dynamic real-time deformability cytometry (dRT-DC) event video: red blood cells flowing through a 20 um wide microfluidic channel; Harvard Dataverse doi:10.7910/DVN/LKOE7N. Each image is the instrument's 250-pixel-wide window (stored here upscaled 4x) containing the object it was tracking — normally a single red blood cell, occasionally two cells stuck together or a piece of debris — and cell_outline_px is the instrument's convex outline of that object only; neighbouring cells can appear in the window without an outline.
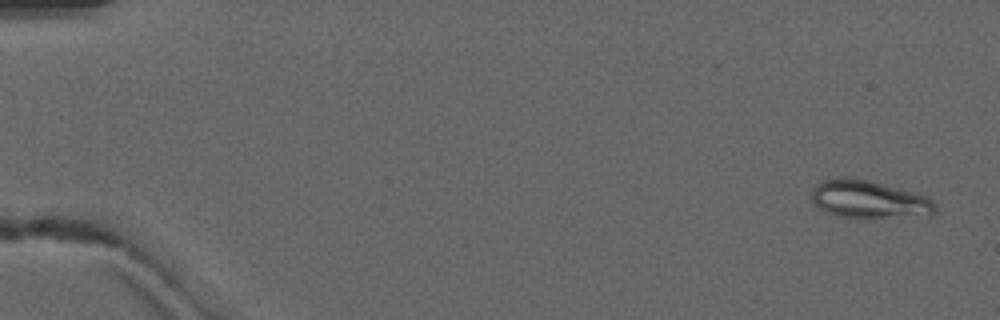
{"species": "common noctule bat (a hibernating species)", "species_latin": "Nyctalus noctula", "temperature_condition": "warm", "stored_images_in_passage": 5, "camera_frame_rate_fps": 3000, "um_per_image_px": 0.085, "animal": {"sex": "male", "forearm_length_mm": 52.5}, "frame": {"image": 1, "passage_image": 1, "time_ms": 0.0, "image_size_px": [1000, 320], "cell_outline_px": [[936, 212], [932, 216], [836, 216], [824, 212], [812, 200], [812, 188], [820, 180], [840, 176], [848, 176], [868, 180], [928, 196], [936, 204]], "centroid_in_image_um": [73.85, 16.91], "position_along_channel_um": 11.2, "area_um2": 27.11}}